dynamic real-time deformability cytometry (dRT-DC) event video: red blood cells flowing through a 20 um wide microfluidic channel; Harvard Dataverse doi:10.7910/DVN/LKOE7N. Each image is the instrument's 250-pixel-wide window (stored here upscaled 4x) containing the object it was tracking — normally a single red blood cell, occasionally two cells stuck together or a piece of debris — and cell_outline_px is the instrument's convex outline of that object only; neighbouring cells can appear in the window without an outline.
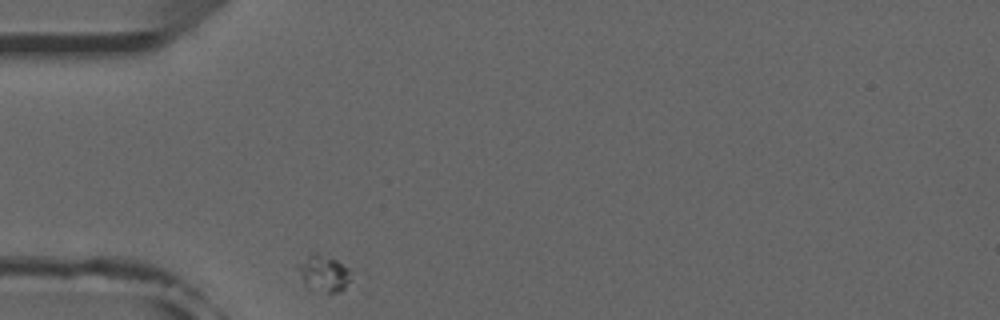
{"species": "common noctule bat (a hibernating species)", "species_latin": "Nyctalus noctula", "temperature_condition": "room temperature", "stored_images_in_passage": 32, "camera_frame_rate_fps": 3000, "um_per_image_px": 0.085, "animal": {"sex": "male", "forearm_length_mm": 52.5}, "frame": {"image": 1, "passage_image": 1, "time_ms": 0.0, "image_size_px": [1000, 320], "cell_outline_px": [[368, 296], [328, 292], [304, 280], [296, 264], [312, 252], [316, 252], [336, 260], [348, 268], [368, 292]], "centroid_in_image_um": [28.04, 23.39], "position_along_channel_um": 57.0, "area_um2": 12.83}}
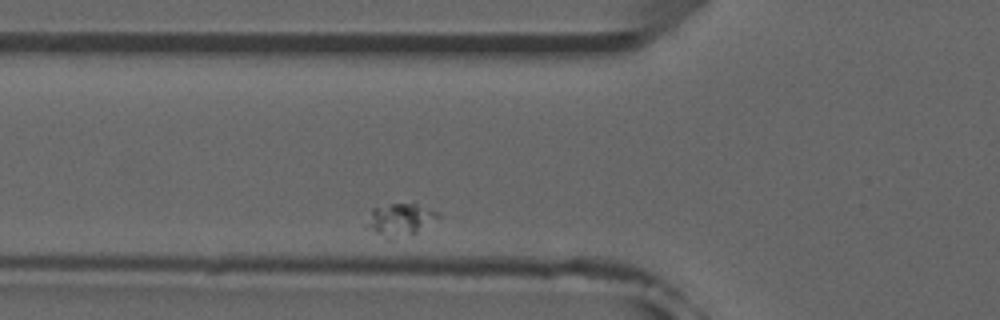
{"frame": {"image": 2, "passage_image": 5, "time_ms": 1.333, "image_size_px": [1000, 320], "cell_outline_px": [[440, 216], [412, 236], [376, 232], [364, 228], [364, 224], [372, 208], [388, 204], [416, 204], [440, 212]], "centroid_in_image_um": [34.01, 18.61], "position_along_channel_um": 91.8, "area_um2": 12.89}}
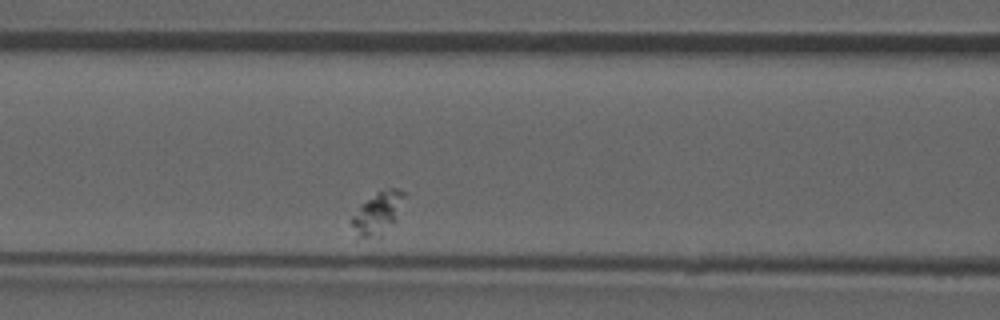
{"frame": {"image": 3, "passage_image": 9, "time_ms": 2.667, "image_size_px": [1000, 320], "cell_outline_px": [[404, 196], [396, 220], [380, 236], [356, 240], [352, 224], [352, 216], [376, 192], [388, 188], [396, 188], [404, 192]], "centroid_in_image_um": [32.09, 18.16], "position_along_channel_um": 134.5, "area_um2": 12.66}}